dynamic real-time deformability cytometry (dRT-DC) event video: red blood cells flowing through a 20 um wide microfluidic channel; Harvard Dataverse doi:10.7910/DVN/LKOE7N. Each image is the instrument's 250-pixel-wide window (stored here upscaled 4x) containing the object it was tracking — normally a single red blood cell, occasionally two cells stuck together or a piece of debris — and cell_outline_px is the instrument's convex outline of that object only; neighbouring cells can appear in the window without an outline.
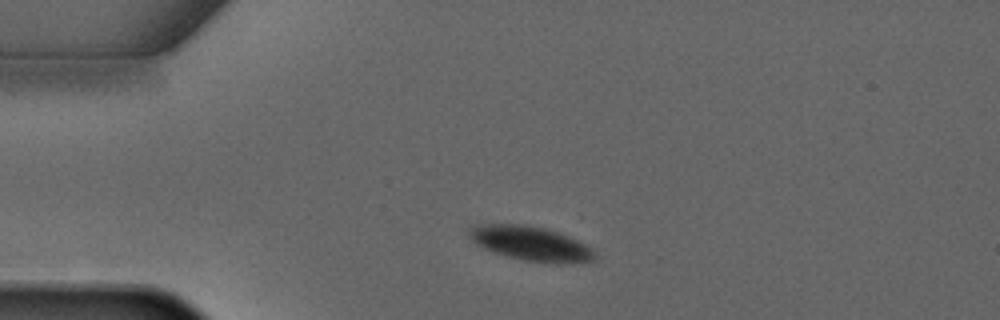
{"species": "common noctule bat (a hibernating species)", "species_latin": "Nyctalus noctula", "temperature_condition": "warm", "stored_images_in_passage": 2, "camera_frame_rate_fps": 3000, "um_per_image_px": 0.085, "animal": {"sex": "male", "forearm_length_mm": 52.5}, "frame": {"image": 1, "passage_image": 1, "time_ms": 0.0, "image_size_px": [1000, 320], "cell_outline_px": [[596, 256], [592, 260], [568, 264], [552, 264], [524, 260], [508, 256], [484, 248], [476, 244], [472, 240], [468, 232], [468, 228], [472, 224], [520, 224], [544, 228], [568, 236], [592, 248]], "centroid_in_image_um": [45.1, 20.7], "position_along_channel_um": 39.9, "area_um2": 25.09}}